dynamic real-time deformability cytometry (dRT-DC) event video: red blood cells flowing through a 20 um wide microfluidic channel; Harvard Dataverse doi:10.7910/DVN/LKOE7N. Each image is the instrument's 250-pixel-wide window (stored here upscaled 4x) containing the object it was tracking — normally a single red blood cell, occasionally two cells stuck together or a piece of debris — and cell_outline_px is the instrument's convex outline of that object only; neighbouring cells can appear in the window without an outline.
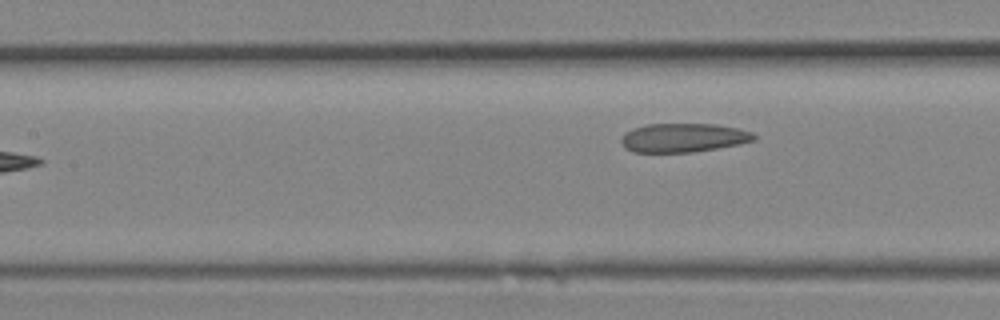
{"species": "Egyptian fruit bat (a non-hibernating species)", "species_latin": "Rousettus aegyptiacus", "temperature_condition": "room temperature", "stored_images_in_passage": 10, "segment_of_instrument_passage": [2, 2], "camera_frame_rate_fps": 3000, "um_per_image_px": 0.085, "animal": {"sex": "female"}, "frame": {"image": 1, "passage_image": 10, "time_ms": 3.0, "image_size_px": [1000, 320], "cell_outline_px": [[756, 140], [740, 144], [692, 152], [632, 152], [624, 148], [620, 140], [624, 132], [632, 128], [648, 124], [716, 124], [736, 128], [752, 132], [756, 136]], "centroid_in_image_um": [58.05, 11.71], "position_along_channel_um": 149.3, "area_um2": 22.43}}